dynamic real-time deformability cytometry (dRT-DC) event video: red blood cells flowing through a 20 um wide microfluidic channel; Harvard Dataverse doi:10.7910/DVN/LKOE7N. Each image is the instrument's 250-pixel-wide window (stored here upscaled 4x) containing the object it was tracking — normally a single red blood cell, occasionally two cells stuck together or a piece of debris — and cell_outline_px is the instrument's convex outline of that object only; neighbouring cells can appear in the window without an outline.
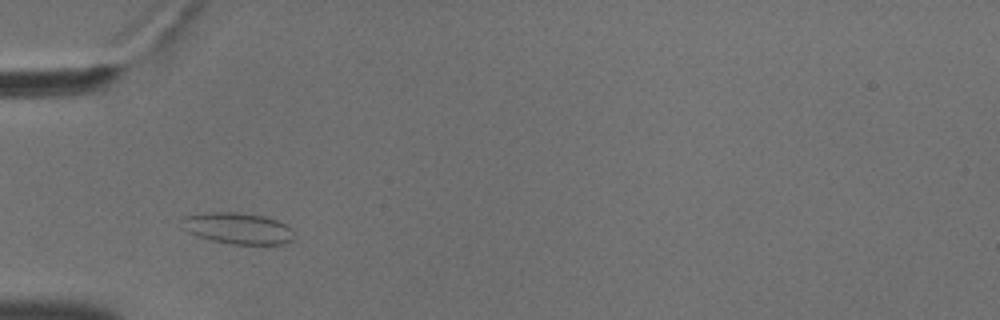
{"species": "common noctule bat (a hibernating species)", "species_latin": "Nyctalus noctula", "temperature_condition": "cold", "stored_images_in_passage": 41, "camera_frame_rate_fps": 3000, "um_per_image_px": 0.085, "animal": {"sex": "male", "body_mass_g": 18.8}, "frame": {"image": 1, "passage_image": 3, "time_ms": 0.667, "image_size_px": [1000, 320], "cell_outline_px": [[292, 240], [284, 244], [232, 244], [212, 240], [196, 236], [188, 232], [180, 220], [184, 216], [204, 212], [240, 212], [264, 216], [288, 224], [292, 228]], "centroid_in_image_um": [20.21, 19.39], "position_along_channel_um": 64.8, "area_um2": 20.58}}
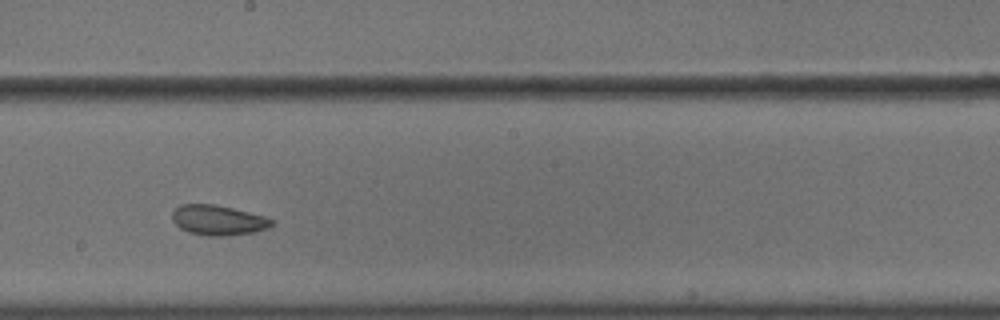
{"frame": {"image": 2, "passage_image": 17, "time_ms": 5.333, "image_size_px": [1000, 320], "cell_outline_px": [[272, 224], [268, 228], [252, 232], [228, 236], [208, 236], [188, 232], [180, 228], [172, 220], [172, 212], [180, 204], [216, 204], [264, 216], [272, 220]], "centroid_in_image_um": [18.5, 18.71], "position_along_channel_um": 229.7, "area_um2": 17.34}}
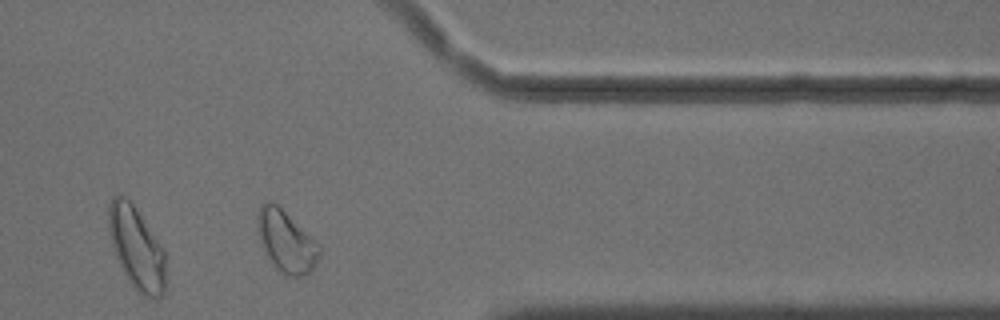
{"frame": {"image": 3, "passage_image": 31, "time_ms": 10.0, "image_size_px": [1000, 320], "cell_outline_px": [[320, 256], [312, 268], [304, 276], [292, 276], [280, 272], [272, 264], [260, 240], [260, 204], [268, 200], [276, 204], [316, 240], [320, 244]], "centroid_in_image_um": [24.38, 20.54], "position_along_channel_um": 387.0, "area_um2": 21.39}, "authors_computed_cell_mechanics": {"area_um2": 18.3226, "velocity_mm_per_s": 3.5813, "shape_relaxation_time_tau1_ms": null, "shape_relaxation_time_tau2_ms": 2.0581, "deformation_change_tau1": null, "deformation_change_tau2": 0.0756}}